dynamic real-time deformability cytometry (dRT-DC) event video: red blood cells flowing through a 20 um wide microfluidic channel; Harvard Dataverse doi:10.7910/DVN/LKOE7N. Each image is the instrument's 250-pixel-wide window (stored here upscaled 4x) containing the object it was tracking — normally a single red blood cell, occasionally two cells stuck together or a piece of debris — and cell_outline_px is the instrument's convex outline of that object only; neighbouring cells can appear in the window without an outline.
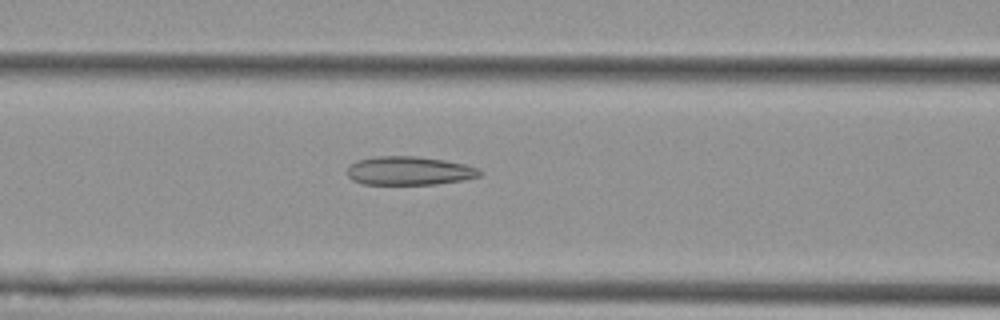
{"species": "Egyptian fruit bat (a non-hibernating species)", "species_latin": "Rousettus aegyptiacus", "temperature_condition": "cold", "stored_images_in_passage": 56, "camera_frame_rate_fps": 3000, "um_per_image_px": 0.085, "animal": {"sex": "female"}, "frame": {"image": 1, "passage_image": 23, "time_ms": 7.333, "image_size_px": [1000, 320], "cell_outline_px": [[484, 172], [480, 176], [464, 180], [436, 184], [364, 184], [352, 180], [348, 176], [348, 164], [356, 160], [376, 156], [416, 156], [444, 160], [464, 164], [476, 168]], "centroid_in_image_um": [34.77, 14.51], "position_along_channel_um": 131.8, "area_um2": 22.2}}
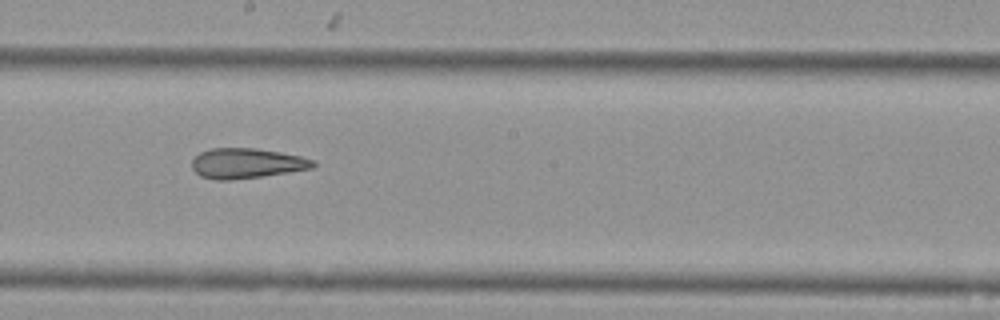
{"frame": {"image": 2, "passage_image": 31, "time_ms": 10.0, "image_size_px": [1000, 320], "cell_outline_px": [[316, 164], [312, 168], [288, 172], [232, 180], [216, 180], [200, 176], [192, 168], [192, 160], [200, 152], [212, 148], [256, 148], [280, 152], [300, 156], [316, 160]], "centroid_in_image_um": [20.96, 13.88], "position_along_channel_um": 227.2, "area_um2": 21.21}}
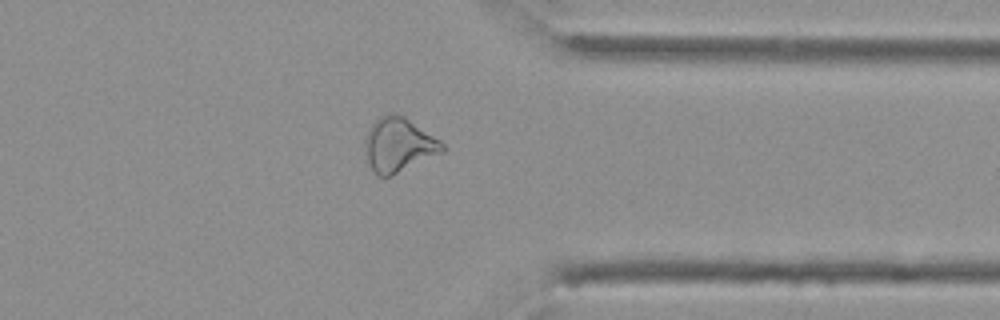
{"frame": {"image": 3, "passage_image": 44, "time_ms": 14.333, "image_size_px": [1000, 320], "cell_outline_px": [[448, 148], [444, 152], [392, 176], [380, 176], [372, 172], [368, 160], [364, 144], [364, 140], [368, 128], [380, 116], [404, 116], [440, 140]], "centroid_in_image_um": [33.9, 12.35], "position_along_channel_um": 377.5, "area_um2": 24.28}, "authors_computed_cell_mechanics": {"area_um2": 25.5476, "velocity_mm_per_s": 3.5874, "shape_relaxation_time_tau1_ms": null, "shape_relaxation_time_tau2_ms": 3.7428, "deformation_change_tau1": null, "deformation_change_tau2": 0.1137}}